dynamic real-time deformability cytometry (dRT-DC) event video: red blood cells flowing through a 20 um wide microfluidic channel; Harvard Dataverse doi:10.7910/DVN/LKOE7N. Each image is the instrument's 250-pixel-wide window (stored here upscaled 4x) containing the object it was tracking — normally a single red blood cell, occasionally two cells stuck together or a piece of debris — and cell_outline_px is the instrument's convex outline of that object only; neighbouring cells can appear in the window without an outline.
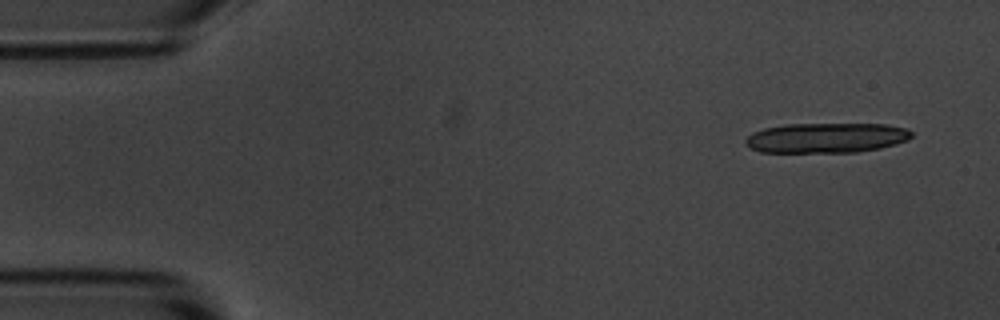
{"species": "common noctule bat (a hibernating species)", "species_latin": "Nyctalus noctula", "temperature_condition": "room temperature", "stored_images_in_passage": 4, "camera_frame_rate_fps": 3000, "um_per_image_px": 0.085, "animal": {"sex": "male", "body_mass_g": 20.1, "forearm_length_mm": 53.5}, "frame": {"image": 1, "passage_image": 1, "time_ms": 0.0, "image_size_px": [1000, 320], "cell_outline_px": [[912, 136], [908, 140], [896, 144], [880, 148], [856, 152], [760, 152], [744, 144], [744, 140], [752, 132], [764, 128], [784, 124], [884, 124], [908, 128], [912, 132]], "centroid_in_image_um": [70.24, 11.71], "position_along_channel_um": 14.8, "area_um2": 29.19}}